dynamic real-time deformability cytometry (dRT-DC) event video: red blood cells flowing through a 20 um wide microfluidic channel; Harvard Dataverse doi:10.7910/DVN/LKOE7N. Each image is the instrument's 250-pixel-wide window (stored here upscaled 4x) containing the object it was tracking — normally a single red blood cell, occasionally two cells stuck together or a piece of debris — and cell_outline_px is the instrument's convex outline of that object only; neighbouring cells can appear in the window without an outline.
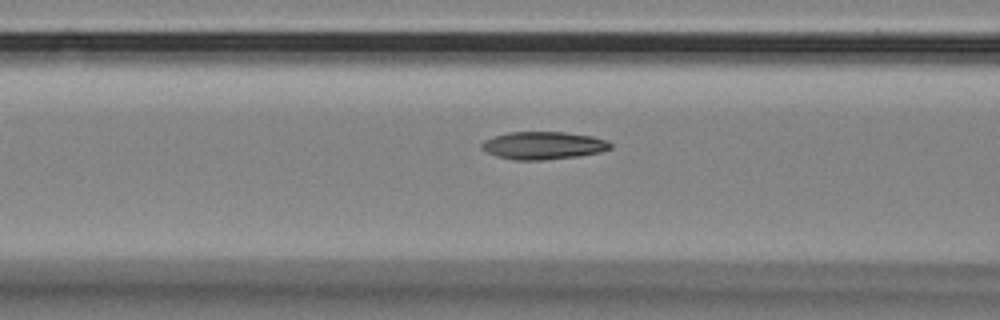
{"species": "Egyptian fruit bat (a non-hibernating species)", "species_latin": "Rousettus aegyptiacus", "temperature_condition": "room temperature", "stored_images_in_passage": 5, "segment_of_instrument_passage": [1, 2], "camera_frame_rate_fps": 3000, "um_per_image_px": 0.085, "animal": {"sex": "female"}, "frame": {"image": 1, "passage_image": 4, "time_ms": 4.333, "image_size_px": [1000, 320], "cell_outline_px": [[612, 148], [600, 152], [580, 156], [544, 160], [512, 160], [496, 156], [480, 148], [480, 144], [484, 140], [508, 132], [564, 132], [592, 136], [608, 140], [612, 144]], "centroid_in_image_um": [46.19, 12.37], "position_along_channel_um": 120.4, "area_um2": 20.92}}